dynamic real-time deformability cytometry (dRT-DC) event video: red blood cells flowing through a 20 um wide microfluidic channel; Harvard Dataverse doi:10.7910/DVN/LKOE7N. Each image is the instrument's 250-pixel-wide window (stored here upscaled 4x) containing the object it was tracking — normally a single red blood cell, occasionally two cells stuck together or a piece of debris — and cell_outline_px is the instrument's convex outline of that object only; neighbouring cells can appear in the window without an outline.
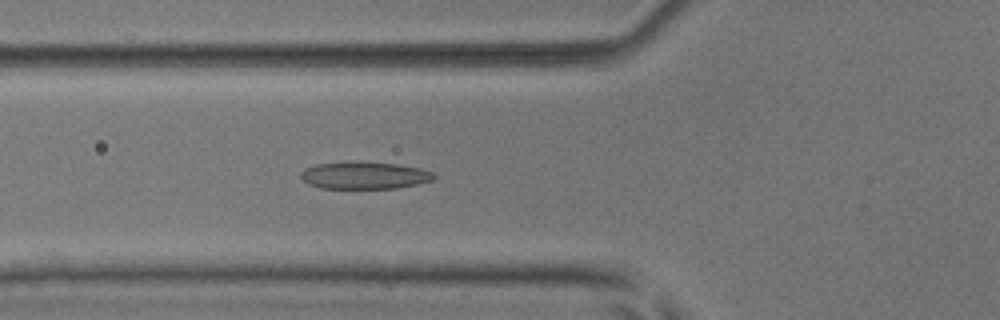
{"species": "common noctule bat (a hibernating species)", "species_latin": "Nyctalus noctula", "temperature_condition": "room temperature", "stored_images_in_passage": 54, "segment_of_instrument_passage": [1, 2], "camera_frame_rate_fps": 3000, "um_per_image_px": 0.085, "animal": {"sex": "male", "body_mass_g": 17.9, "forearm_length_mm": 54.2}, "frame": {"image": 1, "passage_image": 20, "time_ms": 6.333, "image_size_px": [1000, 320], "cell_outline_px": [[436, 176], [432, 180], [416, 184], [396, 188], [320, 188], [308, 184], [300, 176], [300, 172], [304, 168], [316, 164], [396, 164], [420, 168], [432, 172]], "centroid_in_image_um": [30.97, 14.95], "position_along_channel_um": 94.8, "area_um2": 20.17}}
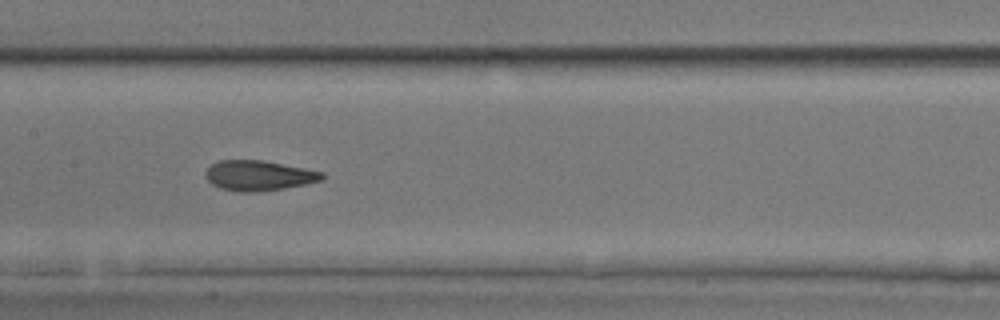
{"frame": {"image": 2, "passage_image": 27, "time_ms": 8.667, "image_size_px": [1000, 320], "cell_outline_px": [[324, 180], [284, 188], [256, 192], [240, 192], [220, 188], [212, 184], [204, 176], [204, 172], [212, 164], [220, 160], [264, 160], [324, 172]], "centroid_in_image_um": [21.98, 14.92], "position_along_channel_um": 185.4, "area_um2": 20.52}}
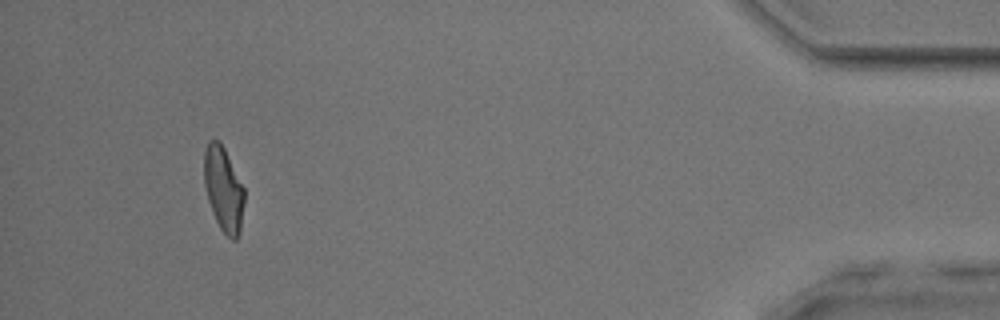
{"frame": {"image": 3, "passage_image": 50, "time_ms": 16.333, "image_size_px": [1000, 320], "cell_outline_px": [[244, 204], [240, 232], [236, 240], [232, 240], [220, 228], [212, 212], [208, 200], [204, 184], [204, 152], [208, 140], [220, 140], [244, 188]], "centroid_in_image_um": [18.99, 16.08], "position_along_channel_um": 416.2, "area_um2": 19.77}}